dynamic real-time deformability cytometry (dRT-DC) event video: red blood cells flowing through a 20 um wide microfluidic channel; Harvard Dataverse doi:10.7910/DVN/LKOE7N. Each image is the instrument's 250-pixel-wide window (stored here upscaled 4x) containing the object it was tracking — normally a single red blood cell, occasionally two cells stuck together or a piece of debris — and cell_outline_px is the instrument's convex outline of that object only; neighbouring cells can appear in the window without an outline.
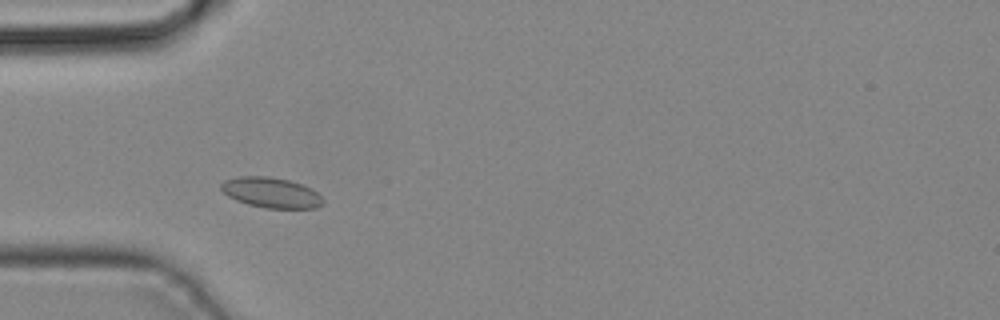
{"species": "common noctule bat (a hibernating species)", "species_latin": "Nyctalus noctula", "temperature_condition": "cold", "stored_images_in_passage": 37, "camera_frame_rate_fps": 3000, "um_per_image_px": 0.085, "animal": {"sex": "male", "body_mass_g": 19.2, "forearm_length_mm": 51.8}, "frame": {"image": 1, "passage_image": 7, "time_ms": 2.0, "image_size_px": [1000, 320], "cell_outline_px": [[324, 204], [316, 208], [264, 208], [248, 204], [236, 200], [228, 196], [220, 188], [220, 184], [224, 180], [240, 176], [268, 176], [288, 180], [312, 188], [324, 200]], "centroid_in_image_um": [23.04, 16.37], "position_along_channel_um": 62.0, "area_um2": 18.03}}
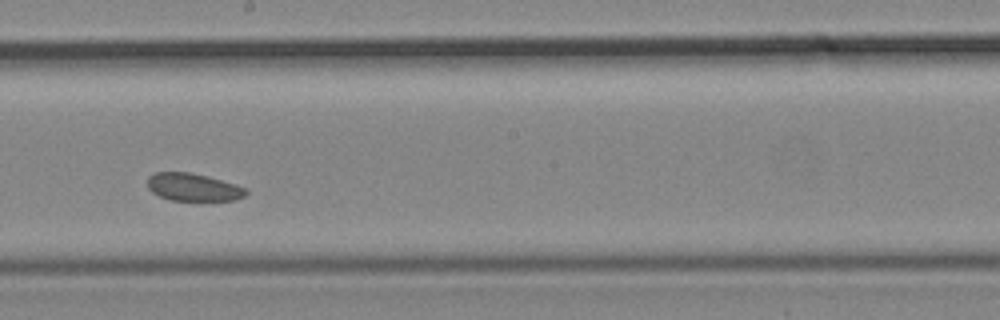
{"frame": {"image": 2, "passage_image": 18, "time_ms": 5.667, "image_size_px": [1000, 320], "cell_outline_px": [[248, 192], [244, 196], [236, 200], [172, 200], [160, 196], [152, 192], [148, 188], [148, 176], [156, 172], [192, 172], [208, 176], [236, 184], [248, 188]], "centroid_in_image_um": [16.45, 15.9], "position_along_channel_um": 231.7, "area_um2": 15.95}}
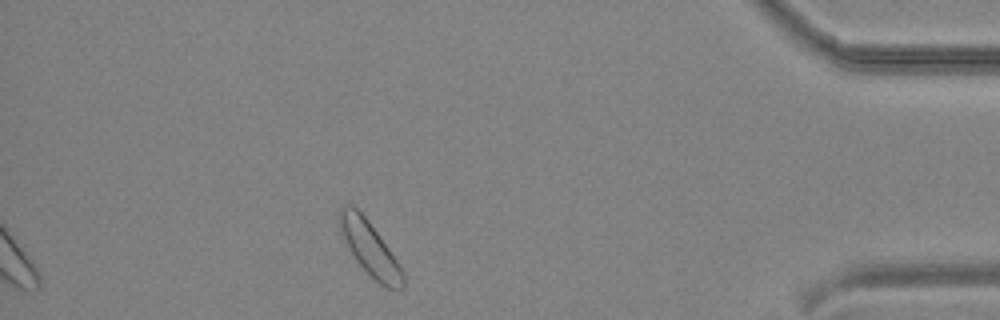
{"frame": {"image": 3, "passage_image": 32, "time_ms": 10.333, "image_size_px": [1000, 320], "cell_outline_px": [[404, 288], [388, 288], [380, 284], [356, 260], [340, 236], [340, 204], [352, 204], [368, 220], [388, 248], [404, 272]], "centroid_in_image_um": [31.4, 21.08], "position_along_channel_um": 403.8, "area_um2": 19.59}}